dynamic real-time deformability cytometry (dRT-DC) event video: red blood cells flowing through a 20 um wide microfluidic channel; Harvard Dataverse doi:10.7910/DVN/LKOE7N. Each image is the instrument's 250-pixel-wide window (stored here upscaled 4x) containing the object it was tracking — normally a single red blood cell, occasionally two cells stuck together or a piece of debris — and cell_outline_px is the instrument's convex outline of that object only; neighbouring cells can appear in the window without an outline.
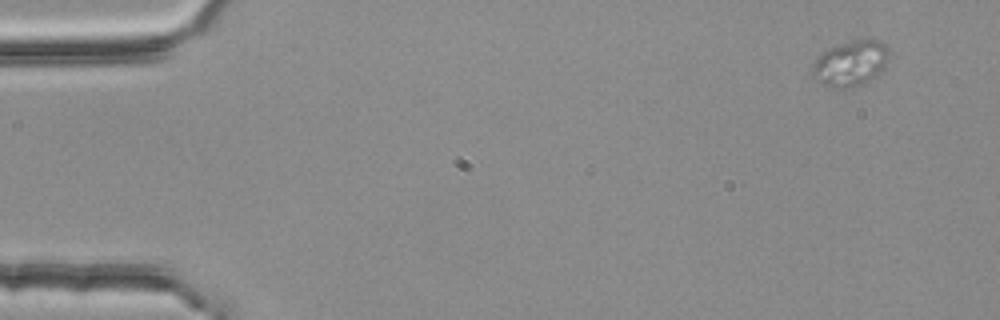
{"species": "common noctule bat (a hibernating species)", "species_latin": "Nyctalus noctula", "temperature_condition": "room temperature", "stored_images_in_passage": 5, "camera_frame_rate_fps": 3000, "um_per_image_px": 0.085, "animal": {"sex": "female", "body_mass_g": 25.1}, "frame": {"image": 1, "passage_image": 1, "time_ms": 0.0, "image_size_px": [1000, 320], "cell_outline_px": [[888, 56], [884, 68], [876, 76], [864, 84], [852, 88], [832, 88], [824, 84], [812, 72], [812, 64], [828, 48], [836, 44], [852, 40], [880, 40], [888, 48]], "centroid_in_image_um": [72.33, 5.38], "position_along_channel_um": 12.7, "area_um2": 20.17}}